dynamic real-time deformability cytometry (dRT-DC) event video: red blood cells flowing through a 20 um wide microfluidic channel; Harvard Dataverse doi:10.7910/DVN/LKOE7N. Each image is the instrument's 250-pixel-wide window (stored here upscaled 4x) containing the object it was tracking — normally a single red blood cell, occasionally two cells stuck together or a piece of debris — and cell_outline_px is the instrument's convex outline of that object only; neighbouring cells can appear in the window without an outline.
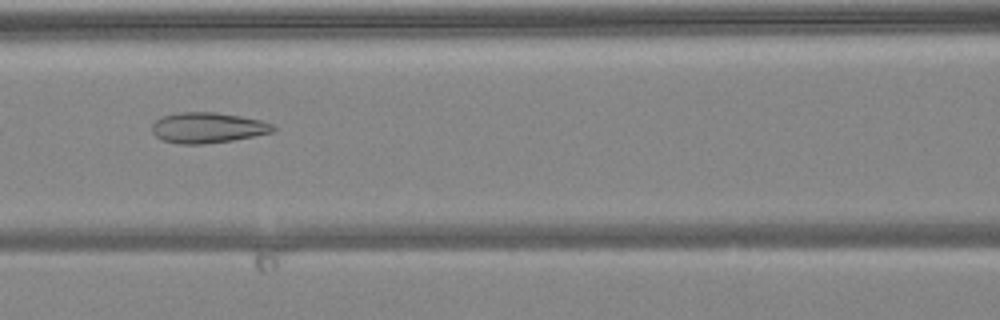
{"species": "common noctule bat (a hibernating species)", "species_latin": "Nyctalus noctula", "temperature_condition": "warm", "stored_images_in_passage": 7, "camera_frame_rate_fps": 3000, "um_per_image_px": 0.085, "animal": {"sex": "female", "body_mass_g": 24.6, "forearm_length_mm": 56.2}, "frame": {"image": 1, "passage_image": 5, "time_ms": 1.333, "image_size_px": [1000, 320], "cell_outline_px": [[276, 128], [272, 132], [256, 136], [232, 140], [204, 144], [180, 144], [160, 140], [152, 132], [152, 124], [156, 120], [164, 116], [180, 112], [216, 112], [240, 116], [260, 120], [276, 124]], "centroid_in_image_um": [17.67, 10.86], "position_along_channel_um": 148.9, "area_um2": 21.68}}
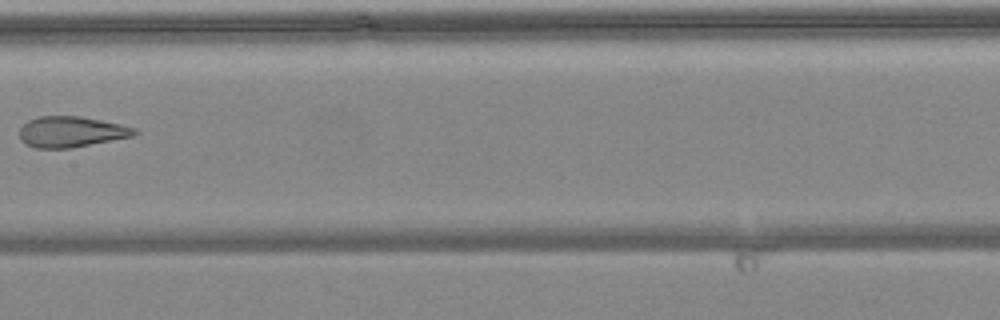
{"frame": {"image": 2, "passage_image": 6, "time_ms": 1.667, "image_size_px": [1000, 320], "cell_outline_px": [[140, 132], [132, 136], [72, 148], [36, 148], [24, 144], [20, 140], [20, 128], [28, 120], [40, 116], [80, 116], [120, 124], [136, 128]], "centroid_in_image_um": [6.04, 11.21], "position_along_channel_um": 201.4, "area_um2": 20.63}}
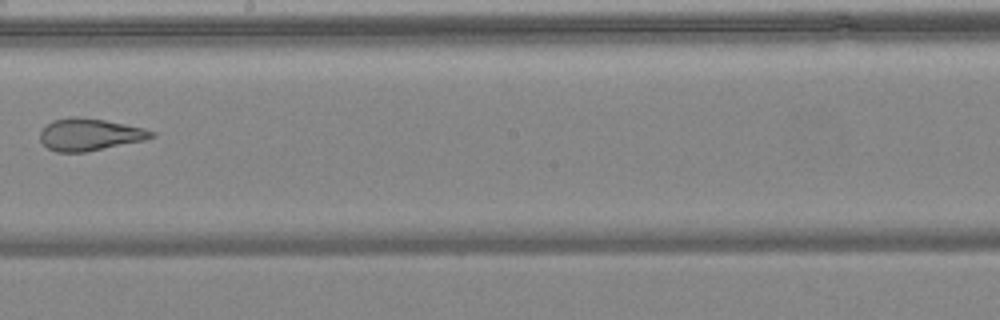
{"frame": {"image": 3, "passage_image": 7, "time_ms": 2.0, "image_size_px": [1000, 320], "cell_outline_px": [[156, 136], [144, 140], [84, 152], [56, 152], [48, 148], [40, 140], [40, 132], [52, 120], [72, 116], [76, 116], [104, 120], [144, 128], [156, 132]], "centroid_in_image_um": [7.62, 11.43], "position_along_channel_um": 240.6, "area_um2": 20.69}}